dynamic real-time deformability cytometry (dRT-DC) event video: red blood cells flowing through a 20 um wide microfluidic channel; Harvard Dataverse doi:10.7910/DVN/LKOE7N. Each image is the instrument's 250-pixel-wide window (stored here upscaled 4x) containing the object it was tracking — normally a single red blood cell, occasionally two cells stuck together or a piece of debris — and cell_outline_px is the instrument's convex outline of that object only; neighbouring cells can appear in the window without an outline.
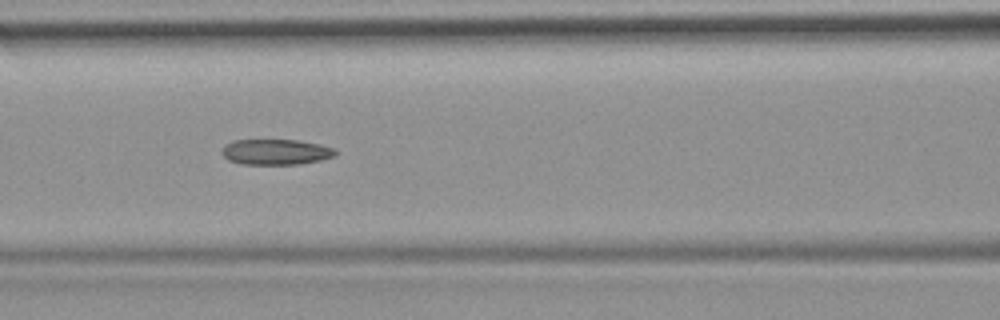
{"species": "common noctule bat (a hibernating species)", "species_latin": "Nyctalus noctula", "temperature_condition": "room temperature", "stored_images_in_passage": 52, "camera_frame_rate_fps": 3000, "um_per_image_px": 0.085, "animal": {"sex": "female", "body_mass_g": 19.9}, "frame": {"image": 1, "passage_image": 23, "time_ms": 7.333, "image_size_px": [1000, 320], "cell_outline_px": [[336, 156], [320, 160], [300, 164], [240, 164], [228, 160], [220, 152], [224, 144], [232, 140], [296, 140], [320, 144], [332, 148], [336, 152]], "centroid_in_image_um": [23.4, 12.91], "position_along_channel_um": 143.2, "area_um2": 16.99}, "authors_computed_cell_mechanics": {"area_um2": 17.7157, "velocity_mm_per_s": 3.8804, "shape_relaxation_time_tau1_ms": null, "shape_relaxation_time_tau2_ms": 8.0859, "deformation_change_tau1": null, "deformation_change_tau2": 0.1742}}